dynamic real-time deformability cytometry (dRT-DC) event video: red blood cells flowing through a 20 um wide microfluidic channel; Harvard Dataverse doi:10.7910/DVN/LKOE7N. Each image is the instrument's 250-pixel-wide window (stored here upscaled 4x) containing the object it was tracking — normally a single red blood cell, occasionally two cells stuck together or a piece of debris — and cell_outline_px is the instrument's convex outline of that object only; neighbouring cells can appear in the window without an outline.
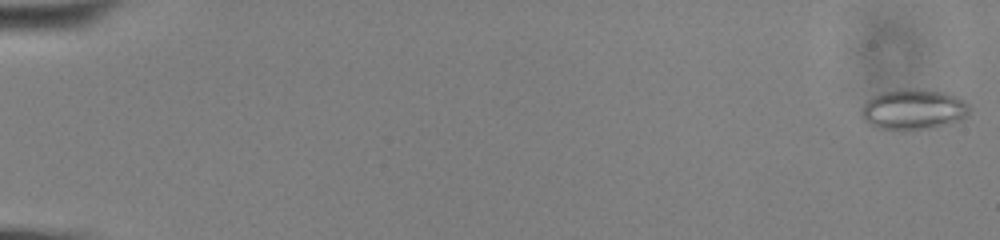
{"species": "common noctule bat (a hibernating species)", "species_latin": "Nyctalus noctula", "temperature_condition": "cold", "stored_images_in_passage": 60, "segment_of_instrument_passage": [1, 2], "camera_frame_rate_fps": 3000, "um_per_image_px": 0.085, "animal": {"sex": "male", "body_mass_g": 13.0, "forearm_length_mm": 53.1}, "frame": {"image": 1, "passage_image": 1, "time_ms": 0.0, "image_size_px": [1000, 240], "cell_outline_px": [[968, 112], [960, 120], [936, 128], [912, 132], [892, 132], [876, 128], [868, 124], [860, 116], [860, 108], [876, 92], [896, 88], [920, 88], [944, 92], [956, 96], [964, 100], [968, 104]], "centroid_in_image_um": [77.55, 9.33], "position_along_channel_um": 7.4, "area_um2": 26.88}}
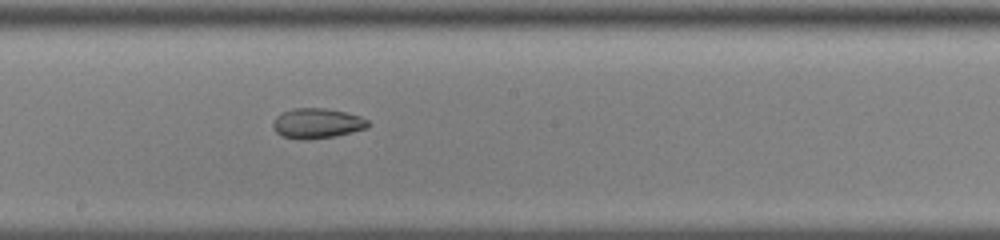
{"frame": {"image": 2, "passage_image": 34, "time_ms": 11.0, "image_size_px": [1000, 240], "cell_outline_px": [[372, 124], [368, 128], [336, 136], [308, 140], [296, 140], [280, 136], [272, 128], [272, 120], [280, 112], [292, 108], [328, 108], [360, 116], [368, 120]], "centroid_in_image_um": [26.91, 10.49], "position_along_channel_um": 221.3, "area_um2": 17.22}}
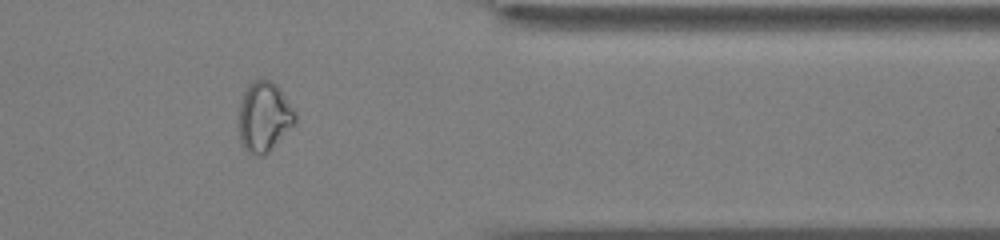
{"frame": {"image": 3, "passage_image": 49, "time_ms": 16.0, "image_size_px": [1000, 240], "cell_outline_px": [[296, 124], [264, 156], [256, 156], [248, 152], [244, 148], [240, 140], [240, 104], [244, 92], [248, 84], [252, 80], [272, 80], [280, 88], [296, 112]], "centroid_in_image_um": [22.48, 9.93], "position_along_channel_um": 388.9, "area_um2": 23.06}}